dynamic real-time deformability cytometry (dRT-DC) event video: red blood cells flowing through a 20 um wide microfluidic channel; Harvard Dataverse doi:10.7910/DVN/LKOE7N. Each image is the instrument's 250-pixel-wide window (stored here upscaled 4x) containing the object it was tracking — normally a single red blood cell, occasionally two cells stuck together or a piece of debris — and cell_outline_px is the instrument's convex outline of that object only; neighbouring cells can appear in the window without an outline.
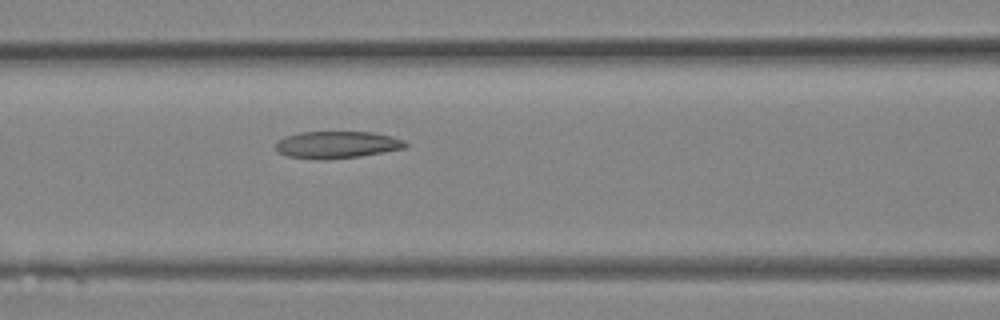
{"species": "Egyptian fruit bat (a non-hibernating species)", "species_latin": "Rousettus aegyptiacus", "temperature_condition": "room temperature", "stored_images_in_passage": 24, "camera_frame_rate_fps": 3000, "um_per_image_px": 0.085, "animal": {"sex": "female"}, "frame": {"image": 1, "passage_image": 10, "time_ms": 3.0, "image_size_px": [1000, 320], "cell_outline_px": [[408, 148], [360, 156], [328, 160], [320, 160], [288, 156], [280, 152], [276, 148], [276, 140], [284, 136], [300, 132], [372, 132], [392, 136], [404, 140], [408, 144]], "centroid_in_image_um": [28.66, 12.3], "position_along_channel_um": 137.9, "area_um2": 20.69}}
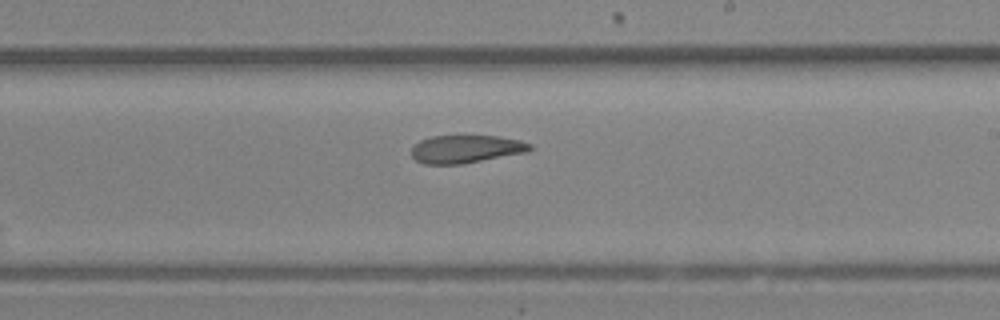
{"frame": {"image": 2, "passage_image": 15, "time_ms": 4.667, "image_size_px": [1000, 320], "cell_outline_px": [[532, 148], [528, 152], [460, 164], [424, 164], [416, 160], [412, 156], [412, 148], [420, 140], [432, 136], [500, 136], [520, 140], [532, 144]], "centroid_in_image_um": [39.63, 12.66], "position_along_channel_um": 249.4, "area_um2": 19.19}}
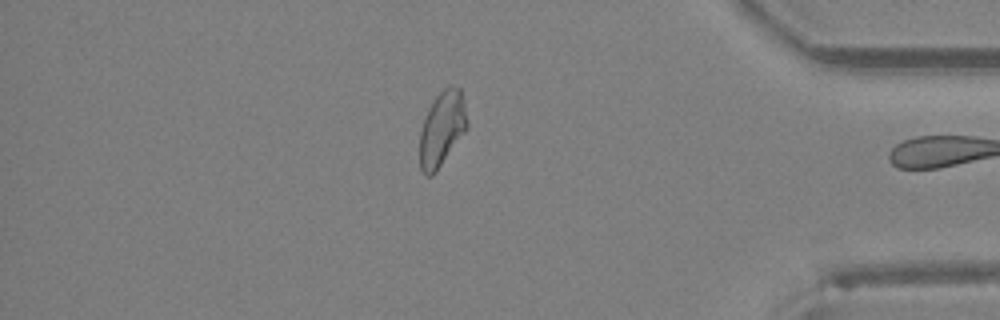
{"frame": {"image": 3, "passage_image": 23, "time_ms": 7.333, "image_size_px": [1000, 320], "cell_outline_px": [[468, 128], [436, 172], [432, 176], [424, 176], [420, 168], [420, 132], [428, 108], [432, 100], [444, 88], [452, 84], [460, 88], [464, 104], [468, 124]], "centroid_in_image_um": [37.57, 10.95], "position_along_channel_um": 397.6, "area_um2": 20.75}}